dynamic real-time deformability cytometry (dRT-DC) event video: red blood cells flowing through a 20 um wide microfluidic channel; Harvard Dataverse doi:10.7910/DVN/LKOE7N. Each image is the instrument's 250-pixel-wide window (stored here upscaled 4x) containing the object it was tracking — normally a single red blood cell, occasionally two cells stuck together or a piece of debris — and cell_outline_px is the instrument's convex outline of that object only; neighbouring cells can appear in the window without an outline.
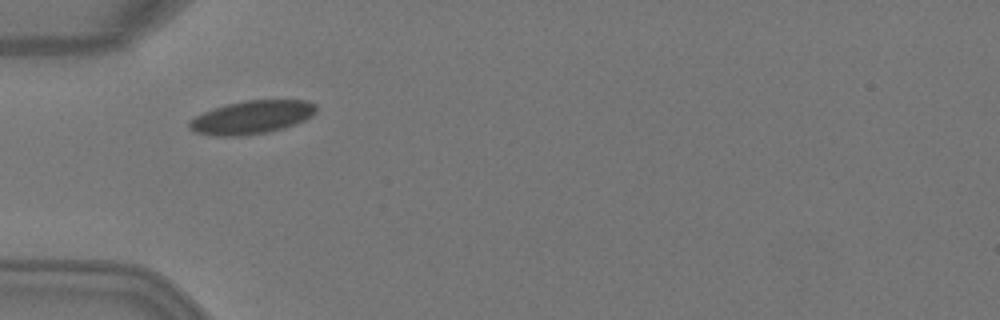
{"species": "Egyptian fruit bat (a non-hibernating species)", "species_latin": "Rousettus aegyptiacus", "temperature_condition": "warm", "stored_images_in_passage": 2, "camera_frame_rate_fps": 3000, "um_per_image_px": 0.085, "animal": {"sex": "female"}, "frame": {"image": 1, "passage_image": 1, "time_ms": 0.0, "image_size_px": [1000, 320], "cell_outline_px": [[316, 112], [312, 116], [296, 124], [284, 128], [268, 132], [244, 136], [212, 136], [196, 132], [188, 128], [188, 120], [204, 112], [228, 104], [244, 100], [308, 100], [316, 104]], "centroid_in_image_um": [21.41, 9.97], "position_along_channel_um": 63.6, "area_um2": 24.74}}